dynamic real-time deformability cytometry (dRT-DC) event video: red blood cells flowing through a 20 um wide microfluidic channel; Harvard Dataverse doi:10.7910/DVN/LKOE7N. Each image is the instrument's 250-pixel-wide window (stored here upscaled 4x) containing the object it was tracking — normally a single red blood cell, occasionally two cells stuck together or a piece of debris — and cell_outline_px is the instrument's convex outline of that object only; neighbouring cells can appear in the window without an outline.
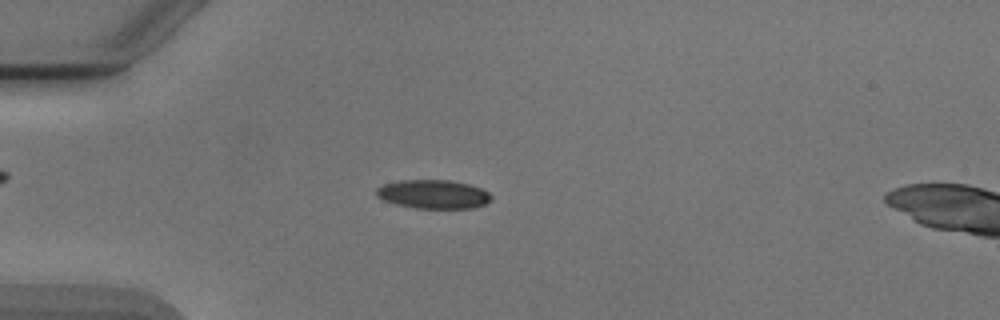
{"species": "Egyptian fruit bat (a non-hibernating species)", "species_latin": "Rousettus aegyptiacus", "temperature_condition": "cold", "stored_images_in_passage": 6, "camera_frame_rate_fps": 3000, "um_per_image_px": 0.085, "animal": {"sex": "male"}, "frame": {"image": 1, "passage_image": 4, "time_ms": 3.667, "image_size_px": [1000, 320], "cell_outline_px": [[492, 200], [484, 204], [472, 208], [416, 208], [396, 204], [384, 200], [376, 196], [376, 188], [384, 184], [400, 180], [448, 180], [468, 184], [480, 188], [488, 192], [492, 196]], "centroid_in_image_um": [36.82, 16.51], "position_along_channel_um": 48.2, "area_um2": 19.19}}
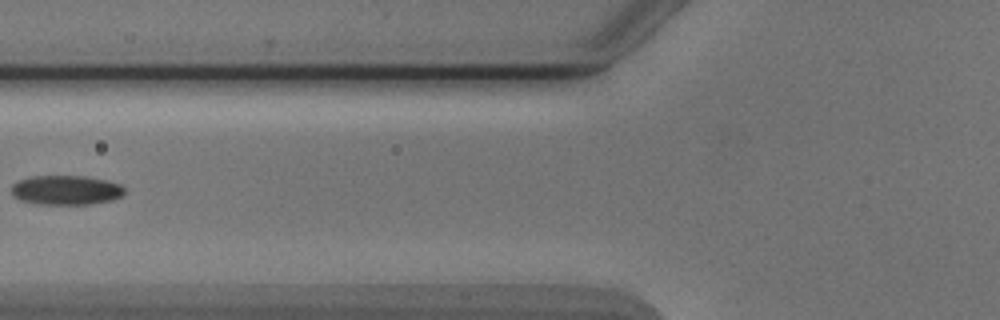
{"frame": {"image": 2, "passage_image": 6, "time_ms": 6.0, "image_size_px": [1000, 320], "cell_outline_px": [[124, 196], [112, 200], [88, 204], [36, 204], [20, 200], [12, 196], [12, 184], [20, 180], [32, 176], [88, 176], [108, 180], [120, 184], [124, 188]], "centroid_in_image_um": [5.63, 16.15], "position_along_channel_um": 120.2, "area_um2": 19.59}}